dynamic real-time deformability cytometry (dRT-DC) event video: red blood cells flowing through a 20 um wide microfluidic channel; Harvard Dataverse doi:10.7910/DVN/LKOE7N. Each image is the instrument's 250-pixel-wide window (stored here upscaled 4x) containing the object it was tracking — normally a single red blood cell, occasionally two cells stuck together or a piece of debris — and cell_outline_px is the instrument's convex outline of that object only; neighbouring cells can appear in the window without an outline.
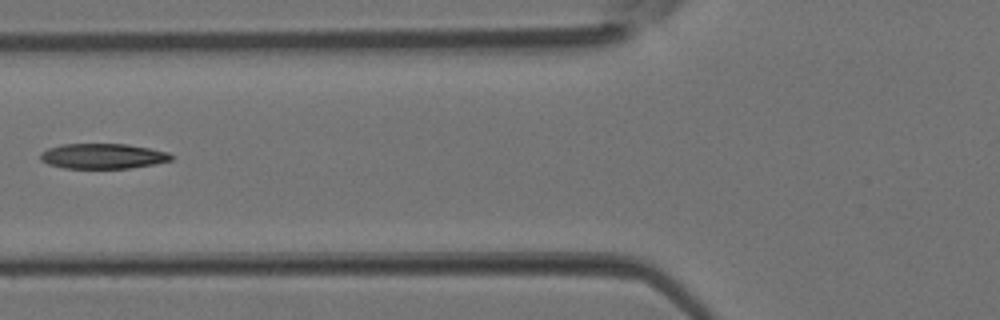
{"species": "Egyptian fruit bat (a non-hibernating species)", "species_latin": "Rousettus aegyptiacus", "temperature_condition": "room temperature", "stored_images_in_passage": 5, "camera_frame_rate_fps": 3000, "um_per_image_px": 0.085, "animal": {"sex": "female"}, "frame": {"image": 1, "passage_image": 5, "time_ms": 1.333, "image_size_px": [1000, 320], "cell_outline_px": [[172, 160], [152, 164], [128, 168], [64, 168], [48, 164], [40, 160], [40, 152], [48, 148], [60, 144], [128, 144], [168, 152], [172, 156]], "centroid_in_image_um": [8.69, 13.26], "position_along_channel_um": 117.1, "area_um2": 19.13}}